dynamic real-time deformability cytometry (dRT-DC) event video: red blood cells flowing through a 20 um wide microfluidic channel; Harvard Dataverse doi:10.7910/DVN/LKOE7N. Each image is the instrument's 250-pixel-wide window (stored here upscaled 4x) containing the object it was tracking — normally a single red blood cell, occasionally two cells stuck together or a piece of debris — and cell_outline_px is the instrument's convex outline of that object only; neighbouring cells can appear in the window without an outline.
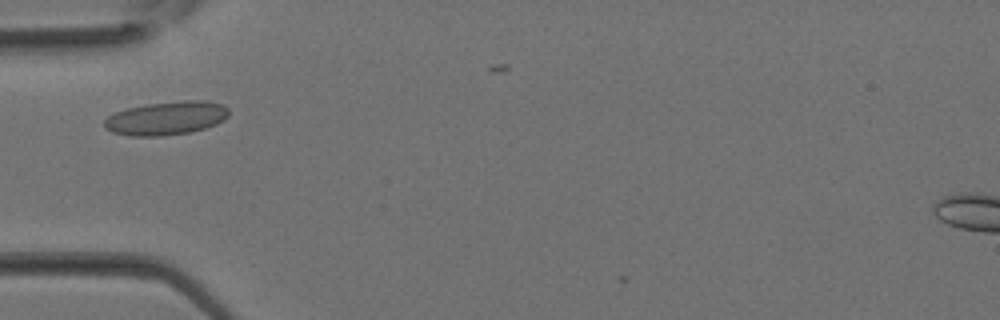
{"species": "Egyptian fruit bat (a non-hibernating species)", "species_latin": "Rousettus aegyptiacus", "temperature_condition": "room temperature", "stored_images_in_passage": 5, "camera_frame_rate_fps": 3000, "um_per_image_px": 0.085, "animal": {"sex": "female"}, "frame": {"image": 1, "passage_image": 1, "time_ms": 0.0, "image_size_px": [1000, 320], "cell_outline_px": [[228, 116], [224, 120], [216, 124], [204, 128], [188, 132], [160, 136], [128, 136], [112, 132], [104, 128], [104, 120], [108, 116], [116, 112], [128, 108], [148, 104], [184, 100], [204, 100], [224, 104], [228, 108]], "centroid_in_image_um": [14.14, 10.04], "position_along_channel_um": 70.9, "area_um2": 24.33}}
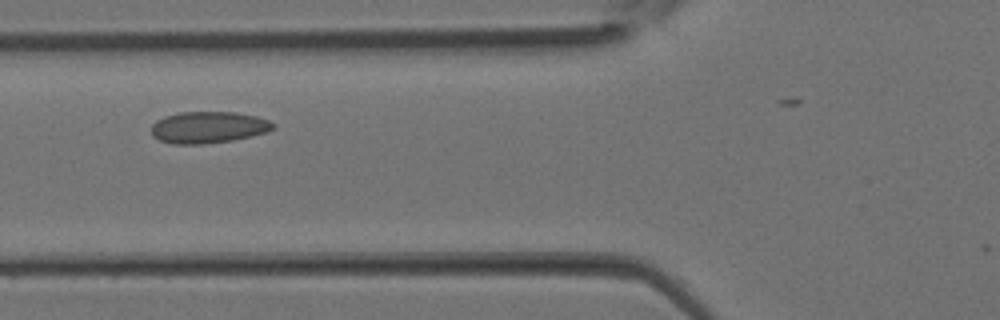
{"frame": {"image": 2, "passage_image": 3, "time_ms": 0.667, "image_size_px": [1000, 320], "cell_outline_px": [[276, 128], [252, 136], [232, 140], [204, 144], [172, 144], [160, 140], [152, 136], [152, 124], [156, 120], [164, 116], [180, 112], [236, 112], [256, 116], [268, 120], [276, 124]], "centroid_in_image_um": [17.7, 10.82], "position_along_channel_um": 108.1, "area_um2": 22.54}}